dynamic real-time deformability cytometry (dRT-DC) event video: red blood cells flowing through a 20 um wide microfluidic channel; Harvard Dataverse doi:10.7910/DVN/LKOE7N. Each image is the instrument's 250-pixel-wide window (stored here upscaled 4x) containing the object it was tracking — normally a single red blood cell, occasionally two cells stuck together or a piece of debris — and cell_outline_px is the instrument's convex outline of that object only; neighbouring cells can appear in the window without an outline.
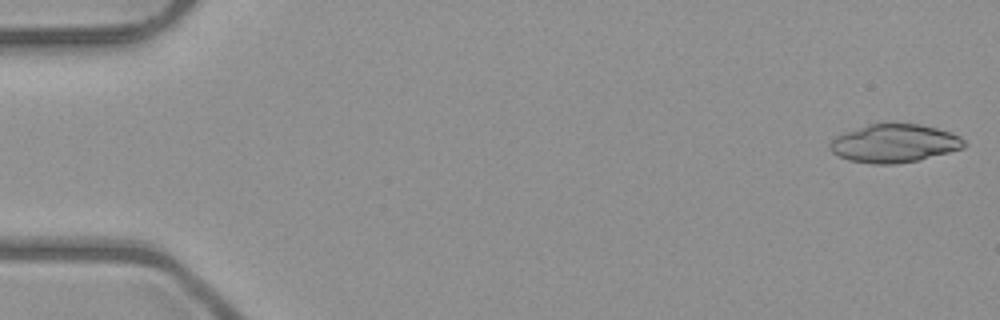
{"species": "common noctule bat (a hibernating species)", "species_latin": "Nyctalus noctula", "temperature_condition": "room temperature", "stored_images_in_passage": 50, "camera_frame_rate_fps": 3000, "um_per_image_px": 0.085, "animal": {"sex": "male", "body_mass_g": 23.1, "forearm_length_mm": 52.7}, "frame": {"image": 1, "passage_image": 1, "time_ms": 0.0, "image_size_px": [1000, 320], "cell_outline_px": [[968, 144], [964, 148], [916, 160], [896, 164], [872, 164], [848, 160], [832, 152], [828, 148], [828, 144], [836, 136], [844, 132], [868, 124], [920, 124], [936, 128], [960, 136]], "centroid_in_image_um": [75.99, 12.19], "position_along_channel_um": 9.0, "area_um2": 29.77}}
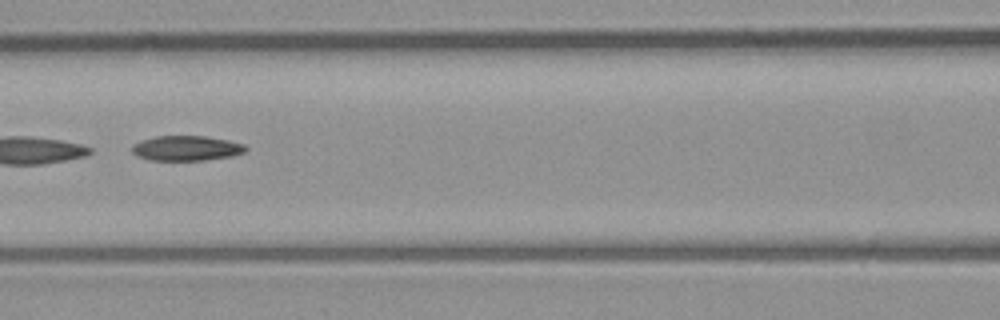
{"frame": {"image": 2, "passage_image": 23, "time_ms": 7.333, "image_size_px": [1000, 320], "cell_outline_px": [[248, 148], [244, 152], [232, 156], [204, 160], [148, 160], [136, 156], [132, 152], [132, 144], [140, 140], [156, 136], [204, 136], [228, 140], [244, 144]], "centroid_in_image_um": [15.81, 12.6], "position_along_channel_um": 150.8, "area_um2": 16.65}}
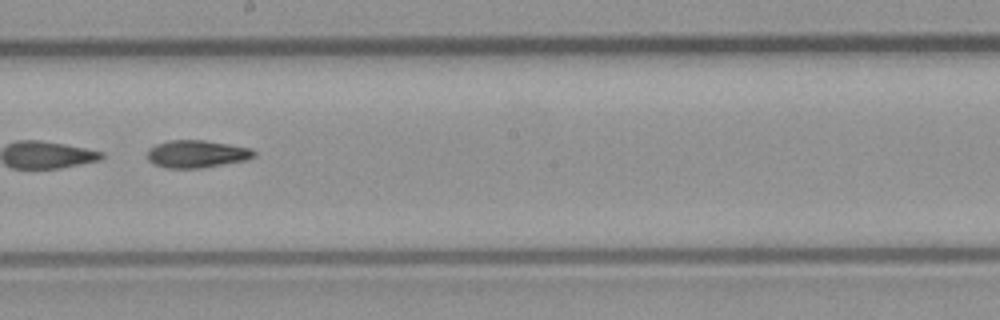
{"frame": {"image": 3, "passage_image": 29, "time_ms": 9.333, "image_size_px": [1000, 320], "cell_outline_px": [[256, 156], [248, 160], [200, 168], [168, 168], [152, 164], [148, 160], [148, 148], [156, 144], [168, 140], [204, 140], [252, 148], [256, 152]], "centroid_in_image_um": [16.73, 13.08], "position_along_channel_um": 231.5, "area_um2": 17.28}}